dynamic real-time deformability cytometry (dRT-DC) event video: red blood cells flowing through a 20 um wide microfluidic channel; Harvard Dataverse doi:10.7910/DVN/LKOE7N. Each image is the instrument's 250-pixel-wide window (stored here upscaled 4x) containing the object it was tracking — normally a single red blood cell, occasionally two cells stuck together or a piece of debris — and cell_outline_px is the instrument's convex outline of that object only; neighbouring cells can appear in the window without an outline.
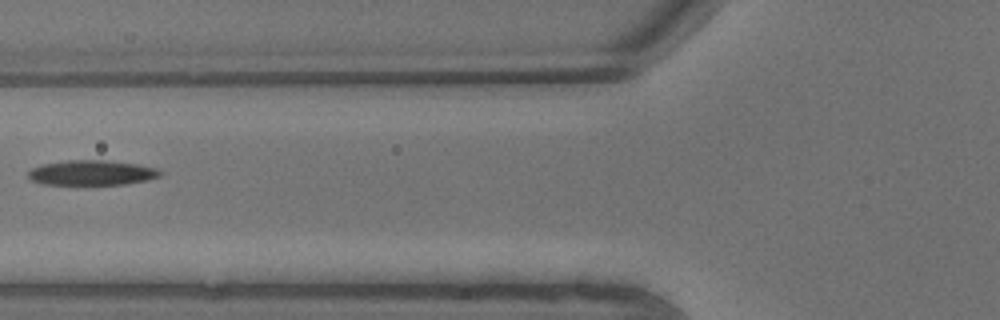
{"species": "common noctule bat (a hibernating species)", "species_latin": "Nyctalus noctula", "temperature_condition": "warm", "stored_images_in_passage": 7, "segment_of_instrument_passage": [2, 2], "camera_frame_rate_fps": 3000, "um_per_image_px": 0.085, "animal": {"sex": "male", "body_mass_g": 13.3}, "frame": {"image": 1, "passage_image": 4, "time_ms": 1.0, "image_size_px": [1000, 320], "cell_outline_px": [[164, 172], [160, 176], [148, 180], [124, 184], [76, 188], [44, 184], [32, 180], [28, 176], [28, 172], [32, 168], [40, 164], [68, 160], [104, 160], [136, 164], [156, 168]], "centroid_in_image_um": [7.76, 14.74], "position_along_channel_um": 118.0, "area_um2": 20.29}}
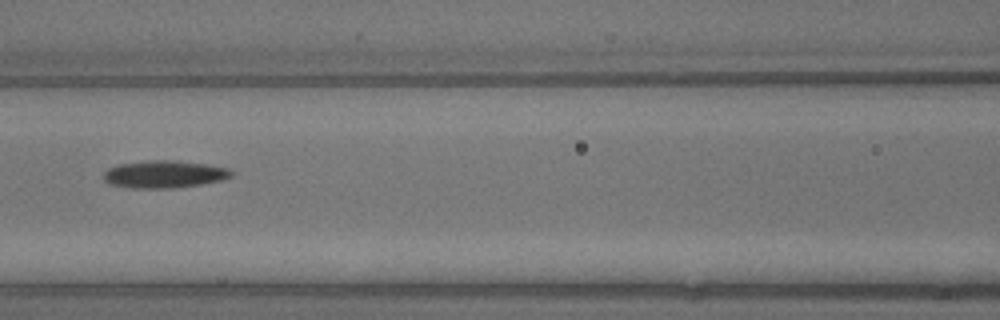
{"frame": {"image": 2, "passage_image": 5, "time_ms": 1.333, "image_size_px": [1000, 320], "cell_outline_px": [[236, 172], [232, 176], [220, 180], [200, 184], [172, 188], [132, 188], [108, 184], [104, 180], [104, 172], [108, 168], [120, 164], [152, 160], [176, 160], [204, 164], [228, 168]], "centroid_in_image_um": [13.96, 14.81], "position_along_channel_um": 152.6, "area_um2": 20.35}}
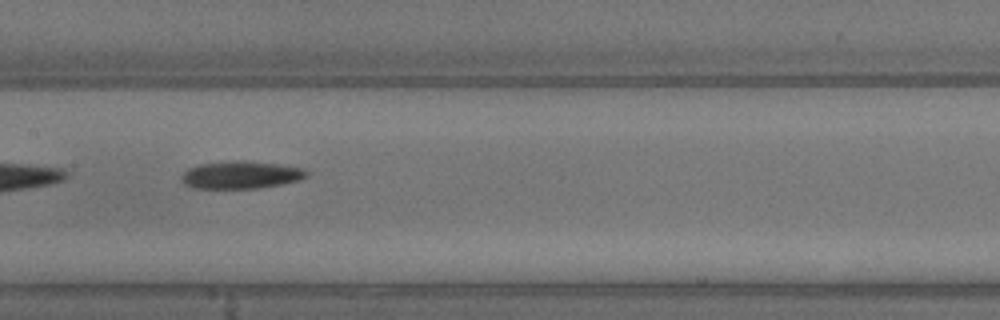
{"frame": {"image": 3, "passage_image": 6, "time_ms": 1.667, "image_size_px": [1000, 320], "cell_outline_px": [[308, 176], [300, 180], [260, 188], [192, 188], [184, 184], [180, 180], [180, 176], [188, 168], [200, 164], [232, 160], [236, 160], [280, 164], [304, 168], [308, 172]], "centroid_in_image_um": [20.46, 14.86], "position_along_channel_um": 186.9, "area_um2": 20.23}}